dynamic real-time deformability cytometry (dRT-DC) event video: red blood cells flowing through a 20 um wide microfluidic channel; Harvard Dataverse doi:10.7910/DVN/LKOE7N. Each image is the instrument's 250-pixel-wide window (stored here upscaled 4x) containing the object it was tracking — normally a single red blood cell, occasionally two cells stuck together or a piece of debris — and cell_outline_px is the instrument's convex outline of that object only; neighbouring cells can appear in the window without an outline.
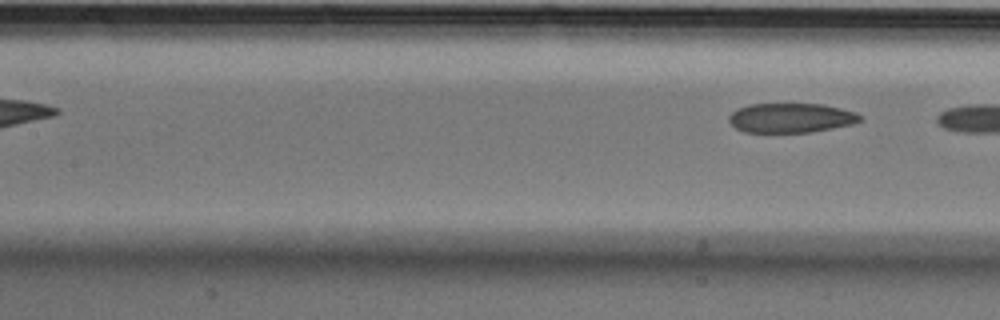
{"species": "Egyptian fruit bat (a non-hibernating species)", "species_latin": "Rousettus aegyptiacus", "temperature_condition": "cold", "stored_images_in_passage": 6, "segment_of_instrument_passage": [2, 2], "camera_frame_rate_fps": 3000, "um_per_image_px": 0.085, "animal": {"sex": "male"}, "frame": {"image": 1, "passage_image": 6, "time_ms": 1.667, "image_size_px": [1000, 320], "cell_outline_px": [[864, 120], [852, 124], [812, 132], [744, 132], [736, 128], [728, 120], [728, 116], [736, 108], [748, 104], [820, 104], [840, 108], [856, 112], [864, 116]], "centroid_in_image_um": [67.24, 10.02], "position_along_channel_um": 140.2, "area_um2": 22.72}}